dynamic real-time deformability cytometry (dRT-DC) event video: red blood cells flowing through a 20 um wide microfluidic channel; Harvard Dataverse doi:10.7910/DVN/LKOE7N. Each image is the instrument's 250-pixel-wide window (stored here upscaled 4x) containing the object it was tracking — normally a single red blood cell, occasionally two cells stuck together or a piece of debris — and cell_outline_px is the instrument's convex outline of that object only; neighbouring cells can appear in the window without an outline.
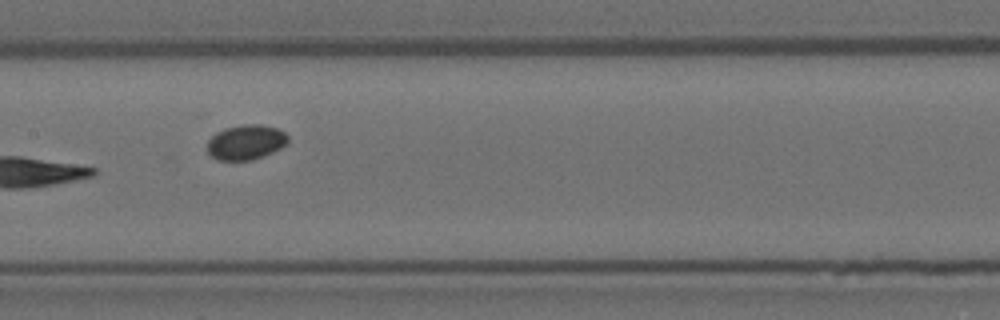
{"species": "Egyptian fruit bat (a non-hibernating species)", "species_latin": "Rousettus aegyptiacus", "temperature_condition": "room temperature", "stored_images_in_passage": 9, "camera_frame_rate_fps": 3000, "um_per_image_px": 0.085, "animal": {"sex": "female"}, "frame": {"image": 1, "passage_image": 7, "time_ms": 2.0, "image_size_px": [1000, 320], "cell_outline_px": [[288, 144], [264, 156], [252, 160], [220, 160], [212, 156], [208, 152], [208, 140], [216, 132], [224, 128], [244, 124], [260, 124], [276, 128], [284, 132], [288, 136]], "centroid_in_image_um": [20.92, 12.08], "position_along_channel_um": 186.5, "area_um2": 16.42}}
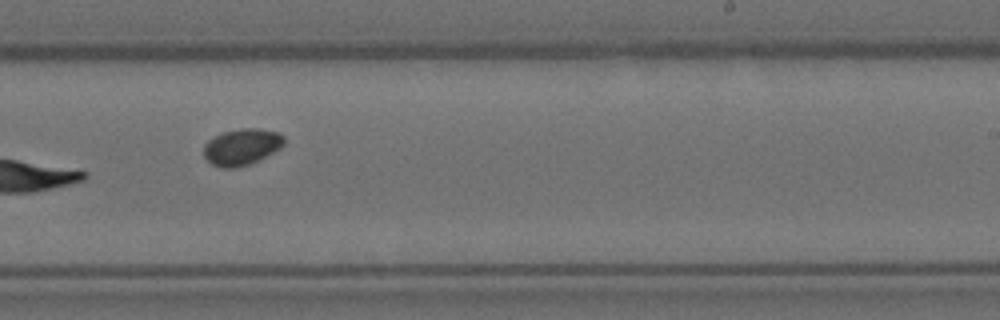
{"frame": {"image": 2, "passage_image": 9, "time_ms": 2.667, "image_size_px": [1000, 320], "cell_outline_px": [[284, 144], [280, 148], [248, 164], [236, 168], [220, 168], [212, 164], [204, 156], [204, 144], [208, 140], [224, 132], [240, 128], [260, 128], [280, 132], [284, 136]], "centroid_in_image_um": [20.55, 12.47], "position_along_channel_um": 268.5, "area_um2": 16.94}}